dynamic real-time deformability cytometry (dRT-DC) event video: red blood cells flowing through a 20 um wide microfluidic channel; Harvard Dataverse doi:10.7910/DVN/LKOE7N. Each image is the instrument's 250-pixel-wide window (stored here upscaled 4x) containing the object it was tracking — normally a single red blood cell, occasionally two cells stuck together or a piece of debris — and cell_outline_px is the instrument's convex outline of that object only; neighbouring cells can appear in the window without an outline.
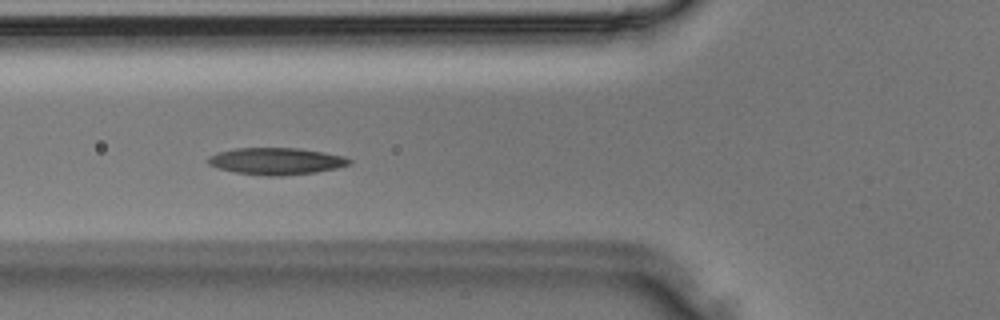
{"species": "Egyptian fruit bat (a non-hibernating species)", "species_latin": "Rousettus aegyptiacus", "temperature_condition": "room temperature", "stored_images_in_passage": 32, "camera_frame_rate_fps": 3000, "um_per_image_px": 0.085, "animal": {"sex": "male"}, "frame": {"image": 1, "passage_image": 13, "time_ms": 4.0, "image_size_px": [1000, 320], "cell_outline_px": [[352, 164], [336, 168], [316, 172], [280, 176], [268, 176], [236, 172], [216, 168], [208, 164], [208, 156], [216, 152], [232, 148], [300, 148], [324, 152], [344, 156], [352, 160]], "centroid_in_image_um": [23.47, 13.69], "position_along_channel_um": 102.3, "area_um2": 22.31}}
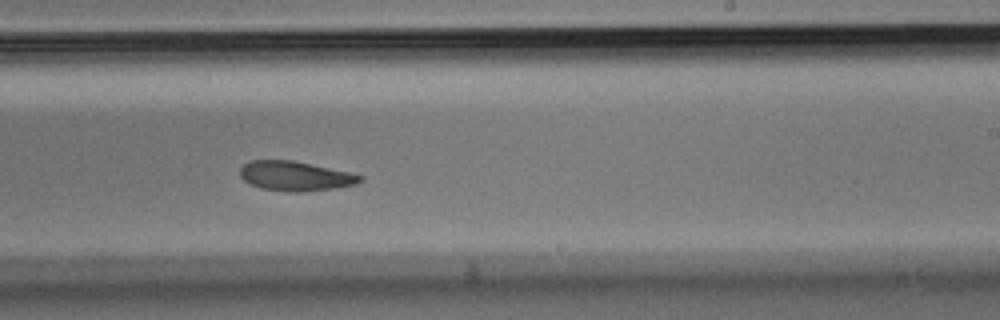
{"frame": {"image": 2, "passage_image": 22, "time_ms": 7.0, "image_size_px": [1000, 320], "cell_outline_px": [[364, 180], [356, 184], [336, 188], [300, 192], [296, 192], [260, 188], [244, 180], [240, 176], [240, 168], [248, 160], [292, 160], [352, 172], [364, 176]], "centroid_in_image_um": [25.14, 14.95], "position_along_channel_um": 263.9, "area_um2": 20.81}}
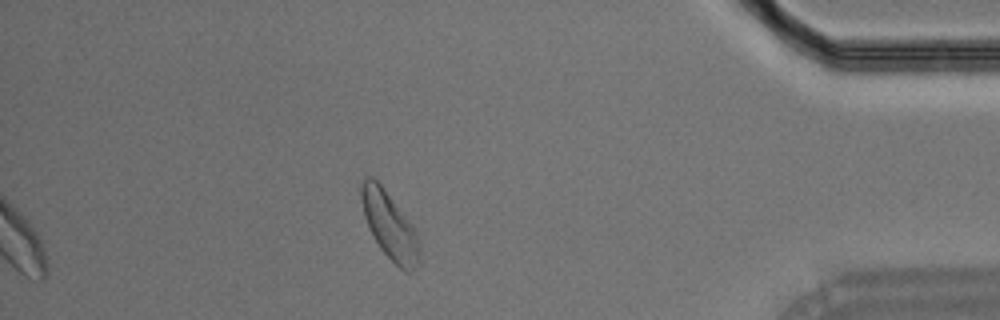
{"frame": {"image": 3, "passage_image": 32, "time_ms": 10.333, "image_size_px": [1000, 320], "cell_outline_px": [[420, 256], [416, 268], [412, 272], [404, 272], [380, 248], [372, 236], [364, 216], [360, 196], [360, 184], [364, 176], [372, 176], [380, 184], [412, 224], [420, 236]], "centroid_in_image_um": [33.13, 19.18], "position_along_channel_um": 402.1, "area_um2": 22.95}}